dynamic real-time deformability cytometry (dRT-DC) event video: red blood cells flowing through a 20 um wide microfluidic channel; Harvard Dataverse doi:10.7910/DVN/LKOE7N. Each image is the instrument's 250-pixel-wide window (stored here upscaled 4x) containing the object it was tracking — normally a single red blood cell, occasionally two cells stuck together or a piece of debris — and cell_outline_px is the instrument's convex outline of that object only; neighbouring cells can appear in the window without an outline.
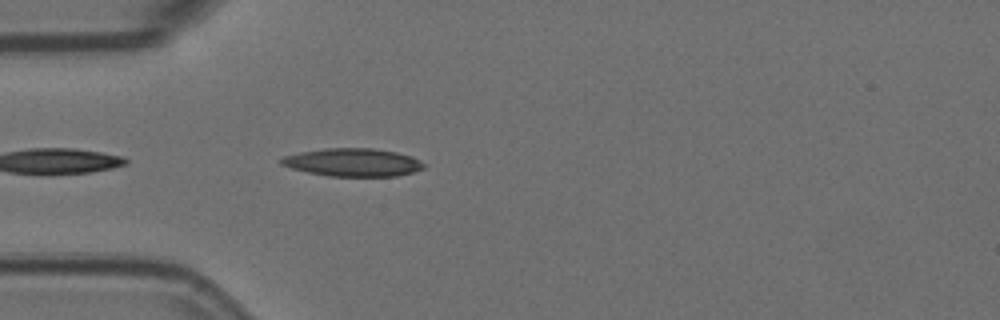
{"species": "Egyptian fruit bat (a non-hibernating species)", "species_latin": "Rousettus aegyptiacus", "temperature_condition": "room temperature", "stored_images_in_passage": 4, "camera_frame_rate_fps": 3000, "um_per_image_px": 0.085, "animal": {"sex": "female"}, "frame": {"image": 1, "passage_image": 4, "time_ms": 1.0, "image_size_px": [1000, 320], "cell_outline_px": [[428, 164], [424, 168], [412, 172], [396, 176], [328, 176], [308, 172], [292, 168], [280, 164], [280, 160], [284, 156], [300, 152], [324, 148], [372, 148], [396, 152], [412, 156]], "centroid_in_image_um": [30.03, 13.8], "position_along_channel_um": 55.0, "area_um2": 23.29}}